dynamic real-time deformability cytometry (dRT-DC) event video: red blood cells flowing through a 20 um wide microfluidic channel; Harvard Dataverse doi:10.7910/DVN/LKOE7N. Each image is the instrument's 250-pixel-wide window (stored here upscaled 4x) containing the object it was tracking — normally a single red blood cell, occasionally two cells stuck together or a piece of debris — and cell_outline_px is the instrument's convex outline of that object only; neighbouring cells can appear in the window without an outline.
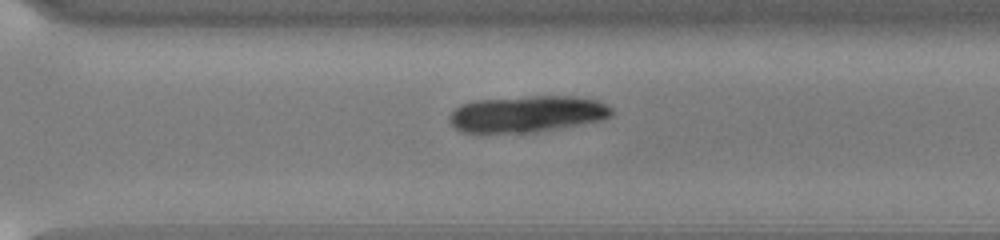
{"species": "common noctule bat (a hibernating species)", "species_latin": "Nyctalus noctula", "temperature_condition": "cold", "stored_images_in_passage": 41, "camera_frame_rate_fps": 3000, "um_per_image_px": 0.085, "animal": {"sex": "male", "body_mass_g": 13.0, "forearm_length_mm": 53.1}, "frame": {"image": 1, "passage_image": 26, "time_ms": 8.333, "image_size_px": [1000, 240], "cell_outline_px": [[612, 116], [600, 120], [536, 132], [460, 132], [448, 120], [448, 116], [460, 104], [472, 100], [532, 96], [572, 96], [596, 100], [612, 108]], "centroid_in_image_um": [44.76, 9.68], "position_along_channel_um": 325.8, "area_um2": 34.28}}
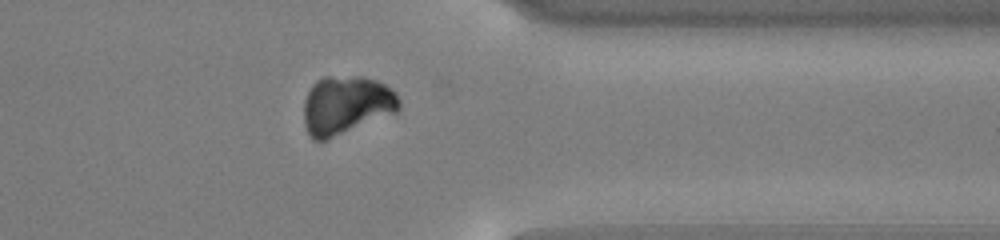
{"frame": {"image": 2, "passage_image": 31, "time_ms": 10.0, "image_size_px": [1000, 240], "cell_outline_px": [[400, 108], [396, 112], [328, 140], [312, 140], [308, 136], [304, 124], [304, 100], [312, 84], [316, 80], [324, 76], [364, 76], [376, 80], [384, 84], [396, 92], [400, 100]], "centroid_in_image_um": [29.41, 8.93], "position_along_channel_um": 382.0, "area_um2": 32.95}}
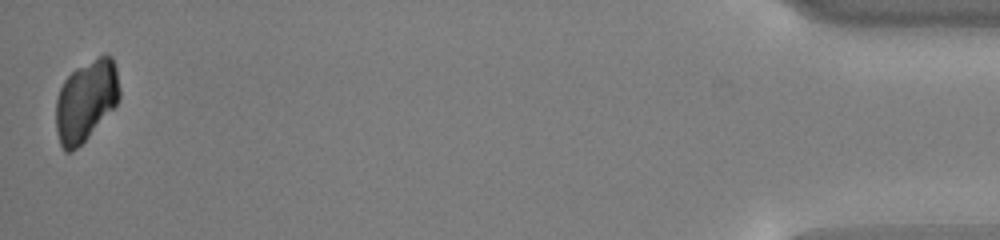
{"frame": {"image": 3, "passage_image": 41, "time_ms": 13.333, "image_size_px": [1000, 240], "cell_outline_px": [[120, 96], [116, 104], [88, 136], [72, 152], [64, 152], [60, 144], [56, 132], [56, 100], [60, 88], [64, 80], [76, 68], [104, 52], [112, 56], [116, 64], [120, 92]], "centroid_in_image_um": [7.31, 8.51], "position_along_channel_um": 427.9, "area_um2": 30.06}}